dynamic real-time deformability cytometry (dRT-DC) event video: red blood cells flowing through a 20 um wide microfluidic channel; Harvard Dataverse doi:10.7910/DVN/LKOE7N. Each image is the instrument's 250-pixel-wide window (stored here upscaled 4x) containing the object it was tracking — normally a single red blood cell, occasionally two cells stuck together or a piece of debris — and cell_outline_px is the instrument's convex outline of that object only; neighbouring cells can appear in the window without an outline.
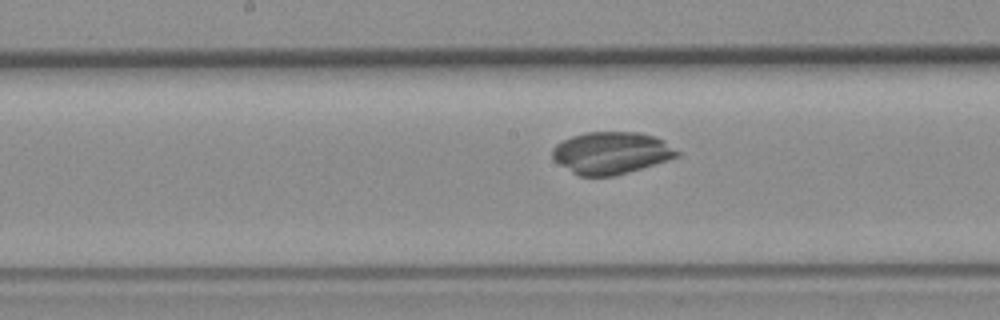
{"species": "common noctule bat (a hibernating species)", "species_latin": "Nyctalus noctula", "temperature_condition": "room temperature", "stored_images_in_passage": 46, "camera_frame_rate_fps": 3000, "um_per_image_px": 0.085, "animal": {"sex": "female", "body_mass_g": 19.3, "forearm_length_mm": 54.1}, "frame": {"image": 1, "passage_image": 19, "time_ms": 6.0, "image_size_px": [1000, 320], "cell_outline_px": [[680, 156], [668, 160], [628, 172], [612, 176], [580, 176], [572, 172], [560, 164], [552, 156], [552, 148], [556, 144], [572, 136], [584, 132], [640, 132], [656, 136], [664, 140], [680, 152]], "centroid_in_image_um": [51.98, 12.98], "position_along_channel_um": 196.2, "area_um2": 30.58}}
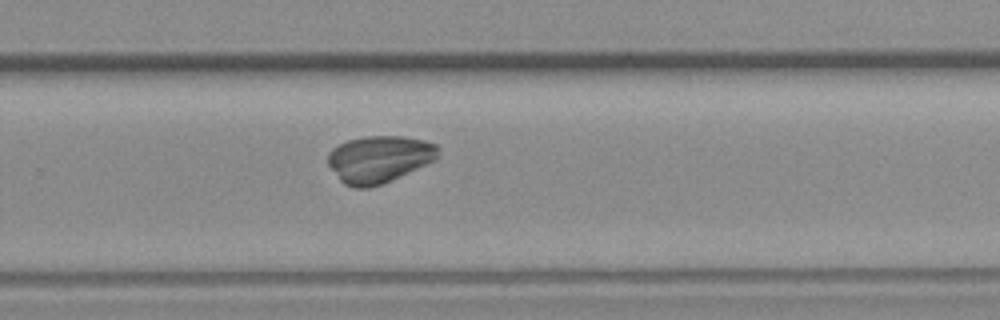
{"frame": {"image": 2, "passage_image": 27, "time_ms": 8.667, "image_size_px": [1000, 320], "cell_outline_px": [[440, 156], [436, 160], [392, 180], [368, 188], [352, 188], [344, 184], [340, 180], [328, 164], [328, 152], [332, 148], [348, 140], [368, 136], [404, 136], [424, 140], [436, 144]], "centroid_in_image_um": [32.24, 13.53], "position_along_channel_um": 297.6, "area_um2": 30.29}}
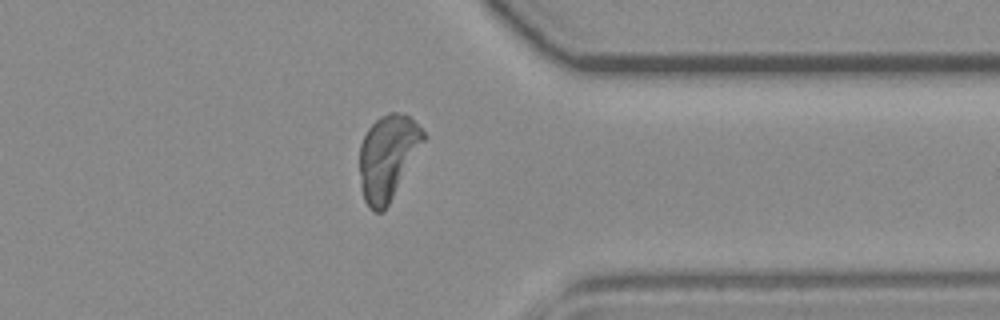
{"frame": {"image": 3, "passage_image": 34, "time_ms": 11.0, "image_size_px": [1000, 320], "cell_outline_px": [[428, 136], [384, 212], [372, 212], [368, 208], [364, 200], [360, 184], [360, 144], [368, 128], [380, 116], [388, 112], [396, 112], [408, 116]], "centroid_in_image_um": [32.95, 13.38], "position_along_channel_um": 378.4, "area_um2": 31.62}}